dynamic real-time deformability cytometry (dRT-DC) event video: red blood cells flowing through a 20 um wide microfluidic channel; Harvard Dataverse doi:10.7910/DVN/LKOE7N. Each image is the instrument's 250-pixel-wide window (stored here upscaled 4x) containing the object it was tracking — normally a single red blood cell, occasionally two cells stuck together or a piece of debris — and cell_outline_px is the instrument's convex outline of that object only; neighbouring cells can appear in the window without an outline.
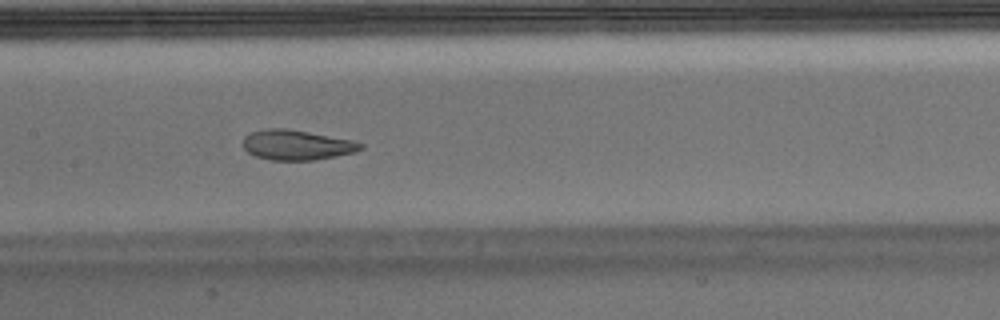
{"species": "Egyptian fruit bat (a non-hibernating species)", "species_latin": "Rousettus aegyptiacus", "temperature_condition": "warm", "stored_images_in_passage": 53, "camera_frame_rate_fps": 3000, "um_per_image_px": 0.085, "animal": {"sex": "male"}, "frame": {"image": 1, "passage_image": 25, "time_ms": 8.0, "image_size_px": [1000, 320], "cell_outline_px": [[364, 148], [356, 152], [312, 160], [272, 160], [256, 156], [248, 152], [244, 148], [244, 136], [252, 132], [264, 128], [288, 128], [352, 140], [364, 144]], "centroid_in_image_um": [25.23, 12.31], "position_along_channel_um": 182.2, "area_um2": 20.52}}
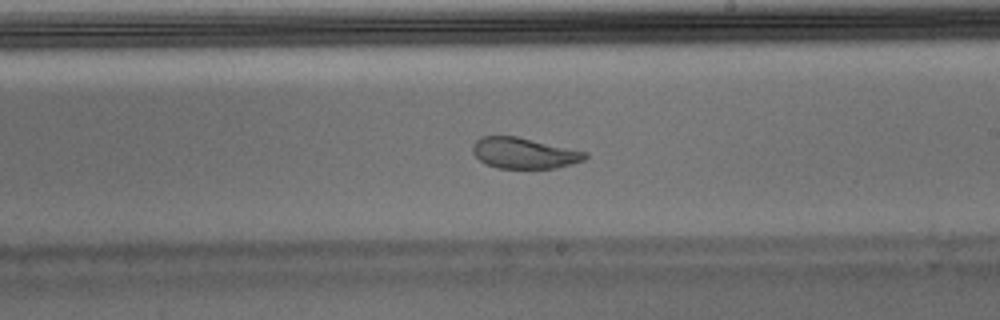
{"frame": {"image": 2, "passage_image": 30, "time_ms": 9.667, "image_size_px": [1000, 320], "cell_outline_px": [[588, 156], [584, 160], [572, 164], [556, 168], [496, 168], [484, 164], [472, 152], [472, 144], [480, 136], [516, 136], [588, 152]], "centroid_in_image_um": [44.53, 13.01], "position_along_channel_um": 244.5, "area_um2": 20.35}}
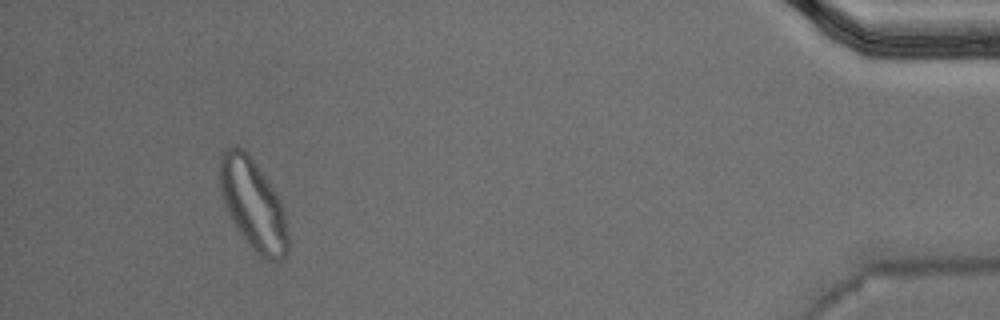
{"frame": {"image": 3, "passage_image": 49, "time_ms": 16.0, "image_size_px": [1000, 320], "cell_outline_px": [[288, 252], [280, 260], [268, 260], [260, 256], [252, 248], [240, 232], [228, 212], [224, 204], [220, 188], [220, 156], [224, 148], [244, 148], [248, 152], [272, 188], [284, 212], [288, 232]], "centroid_in_image_um": [21.51, 17.37], "position_along_channel_um": 413.7, "area_um2": 35.2}, "authors_computed_cell_mechanics": {"area_um2": 22.542, "velocity_mm_per_s": 3.7509, "shape_relaxation_time_tau1_ms": 7.8372, "shape_relaxation_time_tau2_ms": 1.1148, "deformation_change_tau1": 0.2523, "deformation_change_tau2": 0.0587}}